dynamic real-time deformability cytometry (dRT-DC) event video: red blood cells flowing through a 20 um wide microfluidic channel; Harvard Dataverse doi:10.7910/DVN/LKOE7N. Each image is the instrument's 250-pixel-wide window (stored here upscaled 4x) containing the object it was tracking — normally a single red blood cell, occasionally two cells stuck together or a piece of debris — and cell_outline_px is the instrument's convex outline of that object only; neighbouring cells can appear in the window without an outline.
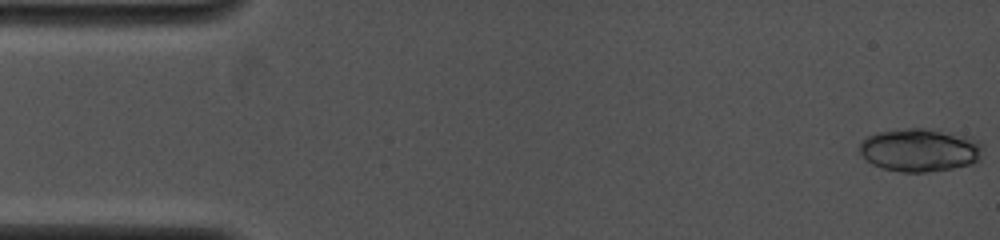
{"species": "common noctule bat (a hibernating species)", "species_latin": "Nyctalus noctula", "temperature_condition": "cold", "stored_images_in_passage": 30, "camera_frame_rate_fps": 4000, "um_per_image_px": 0.085, "animal": {"sex": "female", "body_mass_g": 19.0, "forearm_length_mm": 53.3}, "frame": {"image": 1, "passage_image": 1, "time_ms": 0.0, "image_size_px": [1000, 240], "cell_outline_px": [[984, 148], [980, 160], [972, 164], [952, 168], [928, 172], [900, 172], [884, 168], [872, 164], [860, 152], [860, 144], [868, 136], [876, 132], [908, 128], [924, 128], [972, 136], [980, 140]], "centroid_in_image_um": [78.27, 12.74], "position_along_channel_um": 6.7, "area_um2": 31.21}}